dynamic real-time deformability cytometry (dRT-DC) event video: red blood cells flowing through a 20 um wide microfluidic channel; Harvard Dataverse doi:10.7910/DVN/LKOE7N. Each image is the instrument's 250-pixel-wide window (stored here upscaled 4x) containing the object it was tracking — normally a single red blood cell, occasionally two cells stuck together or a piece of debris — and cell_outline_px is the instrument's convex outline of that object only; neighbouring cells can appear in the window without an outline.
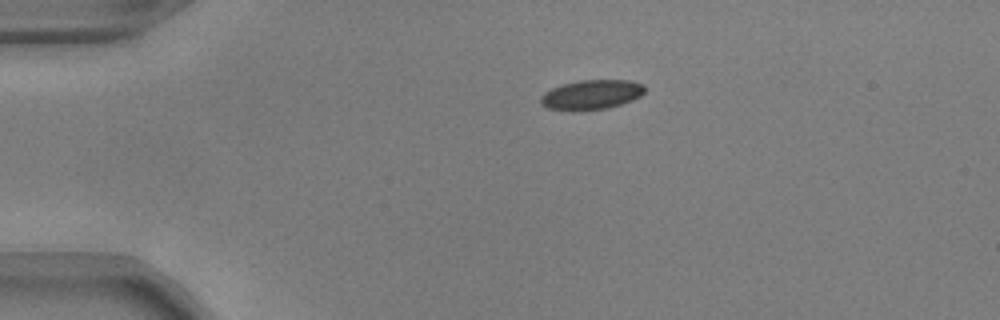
{"species": "common noctule bat (a hibernating species)", "species_latin": "Nyctalus noctula", "temperature_condition": "warm", "stored_images_in_passage": 42, "camera_frame_rate_fps": 3000, "um_per_image_px": 0.085, "animal": {"sex": "male", "body_mass_g": 17.9, "forearm_length_mm": 54.2}, "frame": {"image": 1, "passage_image": 1, "time_ms": 0.0, "image_size_px": [1000, 320], "cell_outline_px": [[644, 92], [640, 96], [632, 100], [608, 108], [572, 112], [548, 108], [540, 104], [540, 96], [544, 92], [552, 88], [564, 84], [580, 80], [628, 80], [644, 84]], "centroid_in_image_um": [50.24, 8.06], "position_along_channel_um": 34.8, "area_um2": 18.15}}
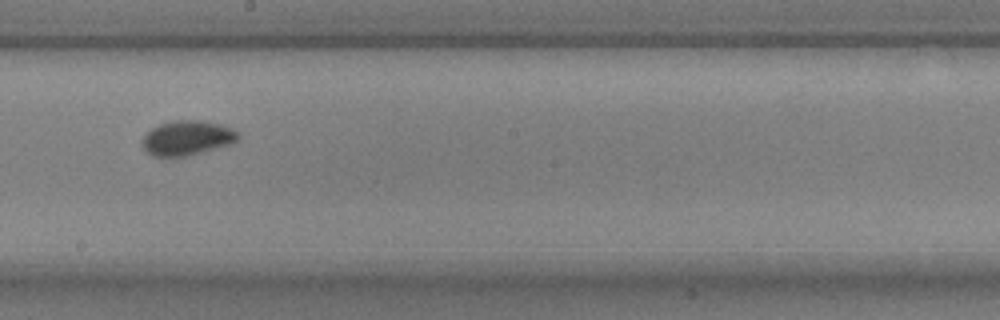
{"frame": {"image": 2, "passage_image": 20, "time_ms": 6.333, "image_size_px": [1000, 320], "cell_outline_px": [[240, 136], [232, 144], [184, 156], [164, 160], [152, 156], [144, 148], [144, 136], [152, 128], [160, 124], [172, 120], [196, 120], [220, 124], [240, 132]], "centroid_in_image_um": [15.9, 11.75], "position_along_channel_um": 232.3, "area_um2": 19.48}}
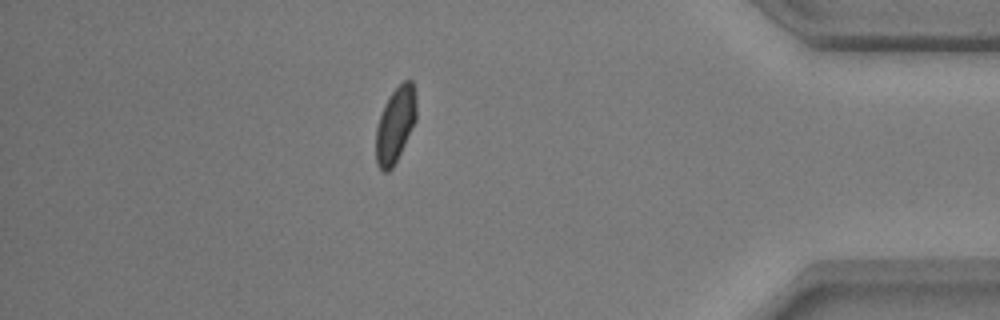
{"frame": {"image": 3, "passage_image": 36, "time_ms": 11.667, "image_size_px": [1000, 320], "cell_outline_px": [[416, 120], [392, 168], [388, 172], [384, 172], [376, 164], [376, 128], [384, 104], [392, 92], [404, 80], [412, 80], [416, 96]], "centroid_in_image_um": [33.6, 10.59], "position_along_channel_um": 401.6, "area_um2": 17.57}, "authors_computed_cell_mechanics": {"area_um2": 18.1492, "velocity_mm_per_s": 3.8394, "shape_relaxation_time_tau1_ms": 3.157, "shape_relaxation_time_tau2_ms": 1.1092, "deformation_change_tau1": 0.0995, "deformation_change_tau2": 0.0498}}